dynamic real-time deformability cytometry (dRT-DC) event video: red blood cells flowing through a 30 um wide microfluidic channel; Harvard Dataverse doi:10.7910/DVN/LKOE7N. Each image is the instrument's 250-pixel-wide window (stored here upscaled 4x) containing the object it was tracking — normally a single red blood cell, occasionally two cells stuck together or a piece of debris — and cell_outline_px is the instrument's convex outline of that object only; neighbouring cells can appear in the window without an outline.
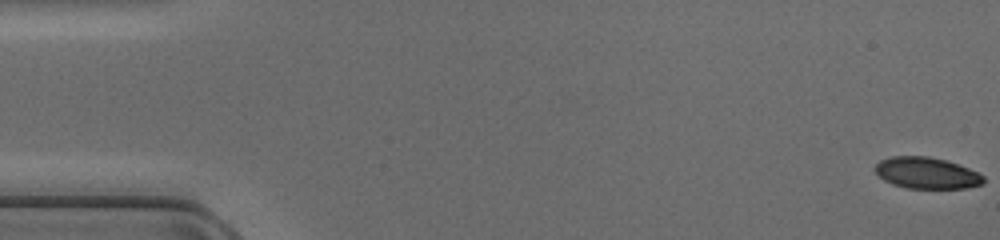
{"species": "common noctule bat (a hibernating species)", "species_latin": "Nyctalus noctula", "temperature_condition": "cold", "stored_images_in_passage": 10, "camera_frame_rate_fps": 3000, "um_per_image_px": 0.085, "animal": {"sex": "female", "body_mass_g": 17.0, "forearm_length_mm": 48.0}, "frame": {"image": 1, "passage_image": 1, "time_ms": 0.0, "image_size_px": [1000, 240], "cell_outline_px": [[984, 184], [964, 188], [908, 188], [892, 184], [884, 180], [876, 172], [876, 164], [880, 160], [892, 156], [928, 156], [944, 160], [968, 168], [984, 176]], "centroid_in_image_um": [78.76, 14.71], "position_along_channel_um": 6.2, "area_um2": 19.59}}